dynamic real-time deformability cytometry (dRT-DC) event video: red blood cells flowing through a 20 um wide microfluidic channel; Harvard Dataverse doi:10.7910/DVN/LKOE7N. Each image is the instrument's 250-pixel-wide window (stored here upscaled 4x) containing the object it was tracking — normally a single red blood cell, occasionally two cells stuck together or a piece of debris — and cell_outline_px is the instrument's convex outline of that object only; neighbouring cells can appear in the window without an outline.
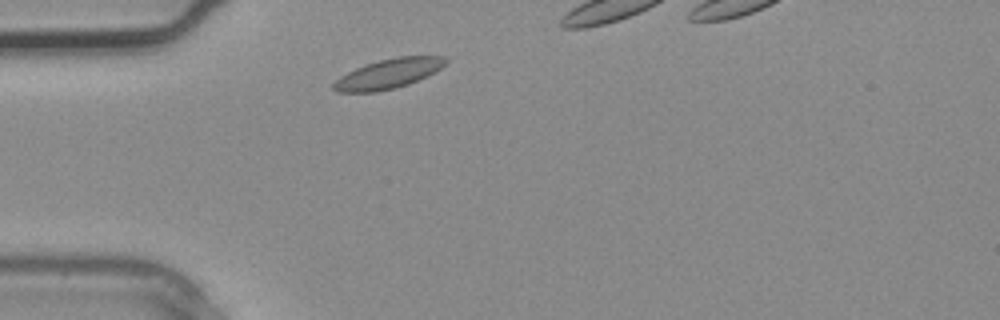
{"species": "common noctule bat (a hibernating species)", "species_latin": "Nyctalus noctula", "temperature_condition": "warm", "stored_images_in_passage": 4, "camera_frame_rate_fps": 3000, "um_per_image_px": 0.085, "animal": {"sex": "male", "body_mass_g": 20.4}, "frame": {"image": 1, "passage_image": 4, "time_ms": 1.0, "image_size_px": [1000, 320], "cell_outline_px": [[448, 60], [440, 68], [428, 76], [408, 84], [396, 88], [376, 92], [336, 92], [332, 88], [332, 84], [340, 76], [356, 68], [380, 60], [396, 56], [444, 56]], "centroid_in_image_um": [33.0, 6.27], "position_along_channel_um": 52.0, "area_um2": 19.31}}